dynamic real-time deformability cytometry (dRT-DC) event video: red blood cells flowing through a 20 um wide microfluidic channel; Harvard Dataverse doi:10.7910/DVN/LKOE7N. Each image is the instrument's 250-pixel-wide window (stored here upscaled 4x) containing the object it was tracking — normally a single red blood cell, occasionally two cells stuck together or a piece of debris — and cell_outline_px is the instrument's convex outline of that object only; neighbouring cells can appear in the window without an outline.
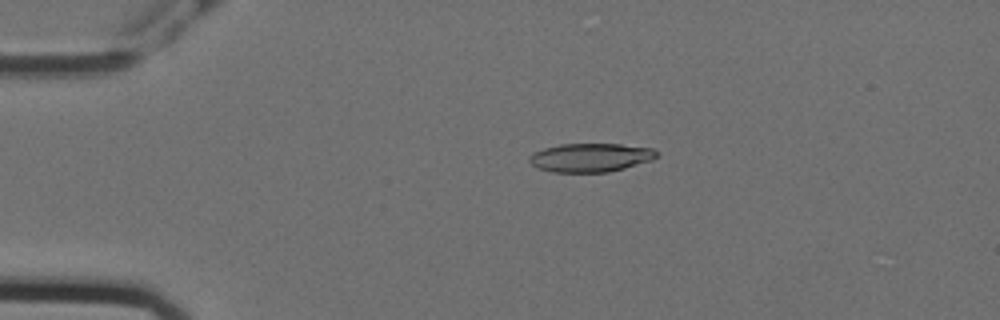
{"species": "Egyptian fruit bat (a non-hibernating species)", "species_latin": "Rousettus aegyptiacus", "temperature_condition": "cold", "stored_images_in_passage": 40, "camera_frame_rate_fps": 3000, "um_per_image_px": 0.085, "animal": {"sex": "female"}, "frame": {"image": 1, "passage_image": 1, "time_ms": 0.0, "image_size_px": [1000, 320], "cell_outline_px": [[660, 152], [652, 160], [624, 168], [608, 172], [552, 172], [536, 168], [528, 160], [528, 156], [532, 152], [544, 148], [560, 144], [620, 144], [652, 148]], "centroid_in_image_um": [50.16, 13.39], "position_along_channel_um": 34.8, "area_um2": 21.39}}
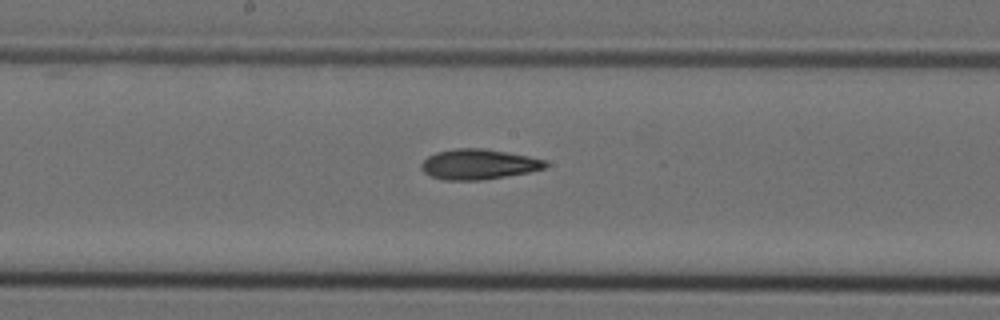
{"frame": {"image": 2, "passage_image": 19, "time_ms": 6.0, "image_size_px": [1000, 320], "cell_outline_px": [[548, 164], [544, 168], [528, 172], [480, 180], [444, 180], [432, 176], [424, 172], [420, 168], [420, 164], [428, 156], [436, 152], [456, 148], [480, 148], [528, 156], [544, 160]], "centroid_in_image_um": [40.62, 13.96], "position_along_channel_um": 207.6, "area_um2": 21.56}}
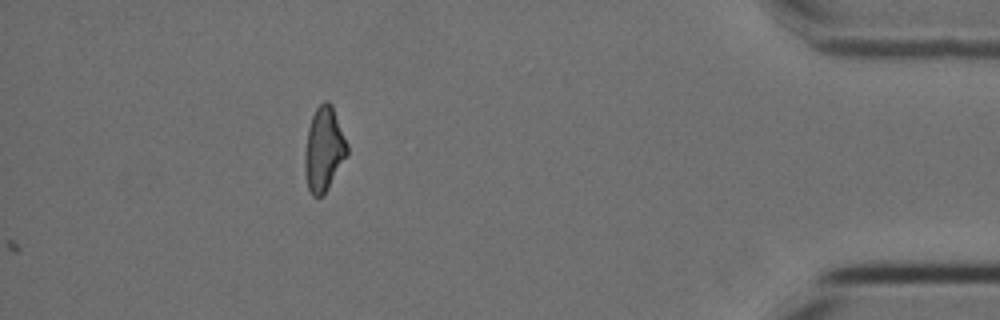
{"frame": {"image": 3, "passage_image": 40, "time_ms": 13.0, "image_size_px": [1000, 320], "cell_outline_px": [[348, 152], [324, 196], [312, 196], [308, 188], [304, 168], [304, 152], [308, 128], [312, 116], [316, 108], [324, 100], [328, 100], [332, 104], [348, 144]], "centroid_in_image_um": [27.52, 12.67], "position_along_channel_um": 407.7, "area_um2": 20.87}, "authors_computed_cell_mechanics": {"area_um2": 21.3571, "velocity_mm_per_s": 3.5703, "shape_relaxation_time_tau1_ms": 6.7501, "shape_relaxation_time_tau2_ms": 3.6879, "deformation_change_tau1": 0.205, "deformation_change_tau2": 0.1283}}